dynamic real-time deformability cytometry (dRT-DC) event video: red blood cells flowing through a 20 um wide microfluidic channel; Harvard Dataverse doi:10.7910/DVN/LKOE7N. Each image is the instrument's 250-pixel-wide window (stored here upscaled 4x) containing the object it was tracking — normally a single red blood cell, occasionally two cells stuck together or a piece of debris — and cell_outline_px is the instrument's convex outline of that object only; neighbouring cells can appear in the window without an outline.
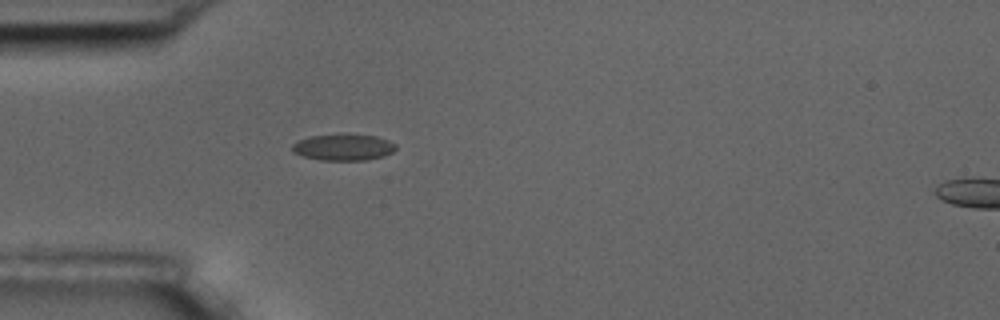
{"species": "common noctule bat (a hibernating species)", "species_latin": "Nyctalus noctula", "temperature_condition": "room temperature", "stored_images_in_passage": 1, "camera_frame_rate_fps": 3000, "um_per_image_px": 0.085, "animal": {"sex": "male", "body_mass_g": 17.5, "forearm_length_mm": 52.3}, "frame": {"image": 1, "passage_image": 1, "time_ms": 0.0, "image_size_px": [1000, 320], "cell_outline_px": [[396, 148], [392, 152], [384, 156], [364, 160], [320, 160], [304, 156], [292, 152], [292, 144], [296, 140], [312, 136], [340, 132], [348, 132], [376, 136], [388, 140], [396, 144]], "centroid_in_image_um": [29.18, 12.48], "position_along_channel_um": 55.8, "area_um2": 16.47}}